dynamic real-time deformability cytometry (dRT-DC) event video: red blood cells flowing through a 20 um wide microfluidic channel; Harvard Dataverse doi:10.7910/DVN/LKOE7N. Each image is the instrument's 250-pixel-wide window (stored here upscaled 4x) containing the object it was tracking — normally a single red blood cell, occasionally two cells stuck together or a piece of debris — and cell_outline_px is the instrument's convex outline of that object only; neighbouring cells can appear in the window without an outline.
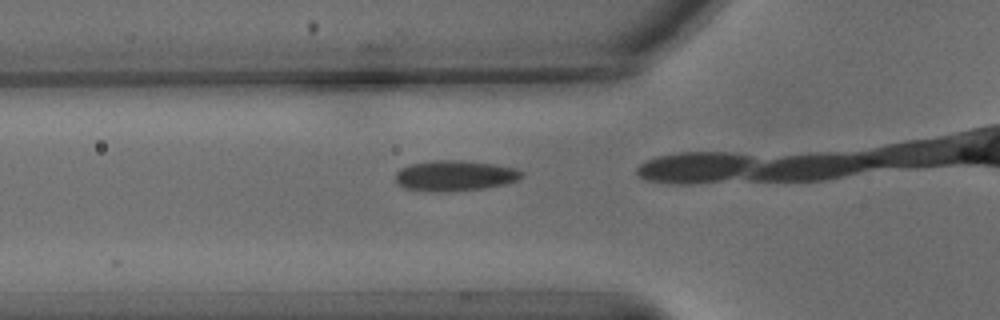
{"species": "common noctule bat (a hibernating species)", "species_latin": "Nyctalus noctula", "temperature_condition": "warm", "stored_images_in_passage": 4, "camera_frame_rate_fps": 3000, "um_per_image_px": 0.085, "animal": {"sex": "male", "body_mass_g": 15.6}, "frame": {"image": 1, "passage_image": 2, "time_ms": 0.333, "image_size_px": [1000, 320], "cell_outline_px": [[524, 176], [520, 180], [504, 184], [484, 188], [404, 188], [396, 180], [396, 172], [400, 168], [412, 164], [436, 160], [464, 160], [492, 164], [516, 168], [524, 172]], "centroid_in_image_um": [38.77, 14.86], "position_along_channel_um": 87.0, "area_um2": 21.21}}